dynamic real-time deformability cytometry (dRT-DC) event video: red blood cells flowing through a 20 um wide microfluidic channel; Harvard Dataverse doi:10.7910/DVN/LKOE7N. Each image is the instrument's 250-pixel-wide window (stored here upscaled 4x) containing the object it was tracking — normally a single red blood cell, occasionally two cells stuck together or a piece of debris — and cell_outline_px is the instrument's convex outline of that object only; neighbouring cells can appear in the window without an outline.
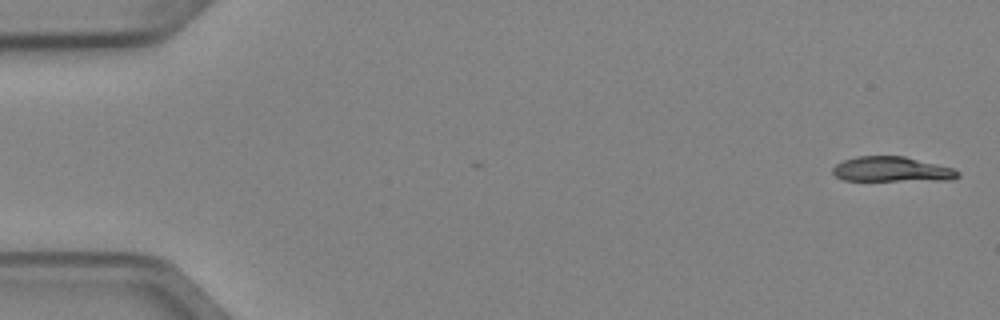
{"species": "Egyptian fruit bat (a non-hibernating species)", "species_latin": "Rousettus aegyptiacus", "temperature_condition": "cold", "stored_images_in_passage": 5, "segment_of_instrument_passage": [1, 2], "camera_frame_rate_fps": 3000, "um_per_image_px": 0.085, "animal": {"sex": "female"}, "frame": {"image": 1, "passage_image": 1, "time_ms": 0.0, "image_size_px": [1000, 320], "cell_outline_px": [[960, 176], [952, 180], [844, 180], [836, 176], [832, 172], [832, 168], [836, 164], [844, 160], [856, 156], [904, 156], [952, 168], [960, 172]], "centroid_in_image_um": [75.8, 14.39], "position_along_channel_um": 9.2, "area_um2": 18.09}}